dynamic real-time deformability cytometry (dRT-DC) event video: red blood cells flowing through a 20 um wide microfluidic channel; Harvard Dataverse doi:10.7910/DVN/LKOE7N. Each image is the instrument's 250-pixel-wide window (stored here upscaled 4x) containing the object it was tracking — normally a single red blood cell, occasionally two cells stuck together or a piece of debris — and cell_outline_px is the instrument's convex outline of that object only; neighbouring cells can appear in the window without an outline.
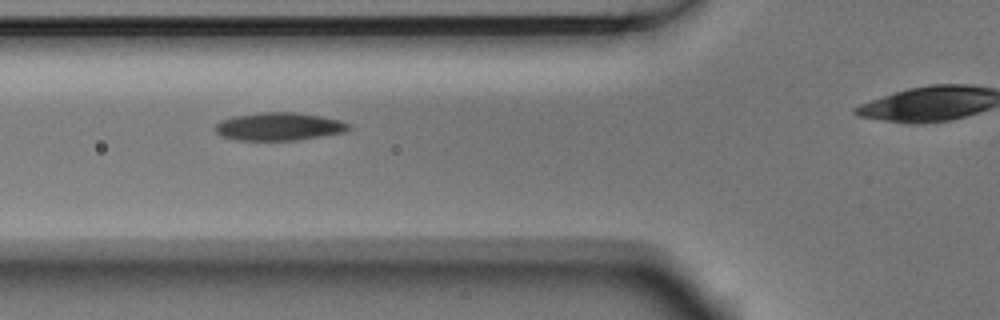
{"species": "Egyptian fruit bat (a non-hibernating species)", "species_latin": "Rousettus aegyptiacus", "temperature_condition": "room temperature", "stored_images_in_passage": 9, "camera_frame_rate_fps": 3000, "um_per_image_px": 0.085, "animal": {"sex": "male"}, "frame": {"image": 1, "passage_image": 2, "time_ms": 0.333, "image_size_px": [1000, 320], "cell_outline_px": [[352, 128], [344, 132], [300, 140], [236, 140], [220, 136], [212, 128], [220, 120], [236, 116], [264, 112], [292, 112], [320, 116], [340, 120], [352, 124]], "centroid_in_image_um": [23.71, 10.76], "position_along_channel_um": 102.1, "area_um2": 21.85}}
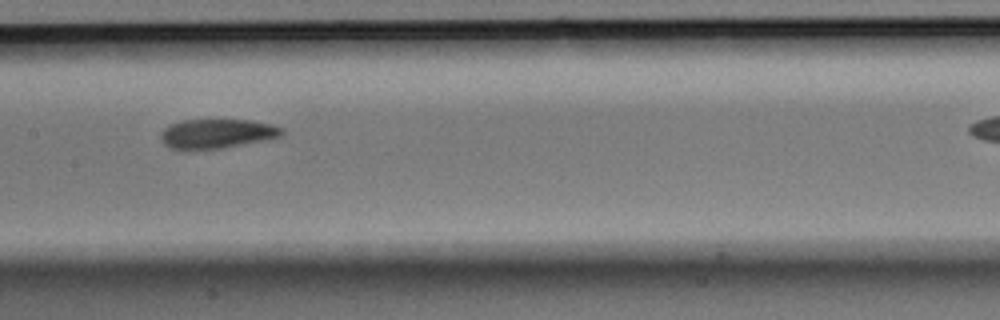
{"frame": {"image": 2, "passage_image": 4, "time_ms": 1.0, "image_size_px": [1000, 320], "cell_outline_px": [[284, 132], [280, 136], [268, 140], [220, 148], [172, 148], [164, 144], [160, 140], [160, 132], [164, 128], [172, 124], [184, 120], [252, 120], [272, 124], [284, 128]], "centroid_in_image_um": [18.49, 11.34], "position_along_channel_um": 188.9, "area_um2": 20.52}}
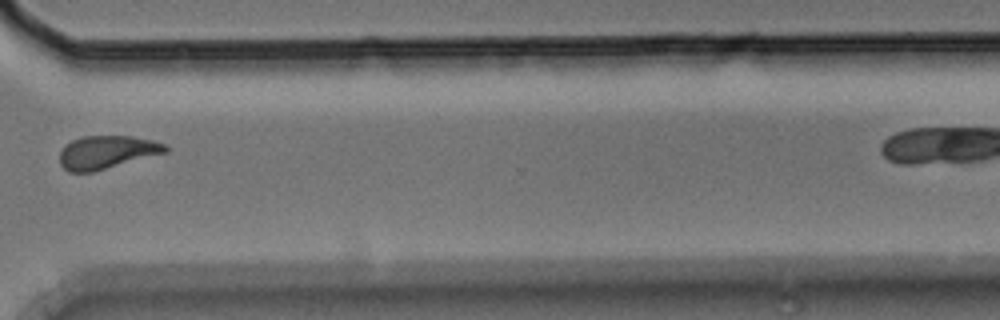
{"frame": {"image": 3, "passage_image": 8, "time_ms": 2.333, "image_size_px": [1000, 320], "cell_outline_px": [[168, 152], [92, 172], [68, 172], [60, 164], [60, 152], [64, 144], [72, 140], [84, 136], [132, 136], [152, 140], [168, 144]], "centroid_in_image_um": [9.08, 12.93], "position_along_channel_um": 361.5, "area_um2": 20.52}}